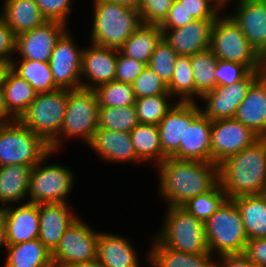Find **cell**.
<instances>
[{"mask_svg": "<svg viewBox=\"0 0 266 267\" xmlns=\"http://www.w3.org/2000/svg\"><path fill=\"white\" fill-rule=\"evenodd\" d=\"M158 192L165 206H182L219 183V165L214 162L167 157L155 167Z\"/></svg>", "mask_w": 266, "mask_h": 267, "instance_id": "1", "label": "cell"}, {"mask_svg": "<svg viewBox=\"0 0 266 267\" xmlns=\"http://www.w3.org/2000/svg\"><path fill=\"white\" fill-rule=\"evenodd\" d=\"M219 183L228 199L264 194L266 187V138L219 164Z\"/></svg>", "mask_w": 266, "mask_h": 267, "instance_id": "2", "label": "cell"}, {"mask_svg": "<svg viewBox=\"0 0 266 267\" xmlns=\"http://www.w3.org/2000/svg\"><path fill=\"white\" fill-rule=\"evenodd\" d=\"M90 42L119 50L131 34L142 25L140 10L108 0L92 1Z\"/></svg>", "mask_w": 266, "mask_h": 267, "instance_id": "3", "label": "cell"}, {"mask_svg": "<svg viewBox=\"0 0 266 267\" xmlns=\"http://www.w3.org/2000/svg\"><path fill=\"white\" fill-rule=\"evenodd\" d=\"M160 230L153 235L175 251L201 254L208 252L204 222L181 206H166Z\"/></svg>", "mask_w": 266, "mask_h": 267, "instance_id": "4", "label": "cell"}, {"mask_svg": "<svg viewBox=\"0 0 266 267\" xmlns=\"http://www.w3.org/2000/svg\"><path fill=\"white\" fill-rule=\"evenodd\" d=\"M99 104L94 90H68L64 122L57 140L50 146L51 151L60 152L64 141L78 138L89 144L98 129Z\"/></svg>", "mask_w": 266, "mask_h": 267, "instance_id": "5", "label": "cell"}, {"mask_svg": "<svg viewBox=\"0 0 266 267\" xmlns=\"http://www.w3.org/2000/svg\"><path fill=\"white\" fill-rule=\"evenodd\" d=\"M50 152V145L19 120L0 123V167L13 164L34 167Z\"/></svg>", "mask_w": 266, "mask_h": 267, "instance_id": "6", "label": "cell"}, {"mask_svg": "<svg viewBox=\"0 0 266 267\" xmlns=\"http://www.w3.org/2000/svg\"><path fill=\"white\" fill-rule=\"evenodd\" d=\"M208 250L214 255L243 253L249 240L240 212L227 199L204 223Z\"/></svg>", "mask_w": 266, "mask_h": 267, "instance_id": "7", "label": "cell"}, {"mask_svg": "<svg viewBox=\"0 0 266 267\" xmlns=\"http://www.w3.org/2000/svg\"><path fill=\"white\" fill-rule=\"evenodd\" d=\"M67 100V89L37 93L19 121L51 146L62 128Z\"/></svg>", "mask_w": 266, "mask_h": 267, "instance_id": "8", "label": "cell"}, {"mask_svg": "<svg viewBox=\"0 0 266 267\" xmlns=\"http://www.w3.org/2000/svg\"><path fill=\"white\" fill-rule=\"evenodd\" d=\"M56 152L51 151L37 165L30 174L28 202L40 203H68V196L73 189V170L57 162L45 164ZM45 165V166H44Z\"/></svg>", "mask_w": 266, "mask_h": 267, "instance_id": "9", "label": "cell"}, {"mask_svg": "<svg viewBox=\"0 0 266 267\" xmlns=\"http://www.w3.org/2000/svg\"><path fill=\"white\" fill-rule=\"evenodd\" d=\"M221 14L212 27L210 49L219 60L240 63L251 71H259V54L233 19L224 11Z\"/></svg>", "mask_w": 266, "mask_h": 267, "instance_id": "10", "label": "cell"}, {"mask_svg": "<svg viewBox=\"0 0 266 267\" xmlns=\"http://www.w3.org/2000/svg\"><path fill=\"white\" fill-rule=\"evenodd\" d=\"M78 217L64 232L51 253L53 267H62L97 259L99 230H94Z\"/></svg>", "mask_w": 266, "mask_h": 267, "instance_id": "11", "label": "cell"}, {"mask_svg": "<svg viewBox=\"0 0 266 267\" xmlns=\"http://www.w3.org/2000/svg\"><path fill=\"white\" fill-rule=\"evenodd\" d=\"M83 48L78 46L70 30L58 39L49 61L54 83L59 89L81 88Z\"/></svg>", "mask_w": 266, "mask_h": 267, "instance_id": "12", "label": "cell"}, {"mask_svg": "<svg viewBox=\"0 0 266 267\" xmlns=\"http://www.w3.org/2000/svg\"><path fill=\"white\" fill-rule=\"evenodd\" d=\"M172 157L211 162V120L201 113L198 102H186L185 141Z\"/></svg>", "mask_w": 266, "mask_h": 267, "instance_id": "13", "label": "cell"}, {"mask_svg": "<svg viewBox=\"0 0 266 267\" xmlns=\"http://www.w3.org/2000/svg\"><path fill=\"white\" fill-rule=\"evenodd\" d=\"M259 138L236 118L211 121V162L219 165Z\"/></svg>", "mask_w": 266, "mask_h": 267, "instance_id": "14", "label": "cell"}, {"mask_svg": "<svg viewBox=\"0 0 266 267\" xmlns=\"http://www.w3.org/2000/svg\"><path fill=\"white\" fill-rule=\"evenodd\" d=\"M260 77L259 71H251L244 79L231 86H217L214 90L203 94L201 113L209 120L234 118L237 108L246 97L251 85Z\"/></svg>", "mask_w": 266, "mask_h": 267, "instance_id": "15", "label": "cell"}, {"mask_svg": "<svg viewBox=\"0 0 266 267\" xmlns=\"http://www.w3.org/2000/svg\"><path fill=\"white\" fill-rule=\"evenodd\" d=\"M68 28L58 21H46L41 26L18 35L15 58L49 63L58 39Z\"/></svg>", "mask_w": 266, "mask_h": 267, "instance_id": "16", "label": "cell"}, {"mask_svg": "<svg viewBox=\"0 0 266 267\" xmlns=\"http://www.w3.org/2000/svg\"><path fill=\"white\" fill-rule=\"evenodd\" d=\"M233 1L236 7L228 15L260 55L266 48V4L263 0H224V9Z\"/></svg>", "mask_w": 266, "mask_h": 267, "instance_id": "17", "label": "cell"}, {"mask_svg": "<svg viewBox=\"0 0 266 267\" xmlns=\"http://www.w3.org/2000/svg\"><path fill=\"white\" fill-rule=\"evenodd\" d=\"M118 50L91 42L84 47L81 67V88L95 89L115 80Z\"/></svg>", "mask_w": 266, "mask_h": 267, "instance_id": "18", "label": "cell"}, {"mask_svg": "<svg viewBox=\"0 0 266 267\" xmlns=\"http://www.w3.org/2000/svg\"><path fill=\"white\" fill-rule=\"evenodd\" d=\"M214 21L196 19L179 28H161L163 39L178 55L193 56L210 48Z\"/></svg>", "mask_w": 266, "mask_h": 267, "instance_id": "19", "label": "cell"}, {"mask_svg": "<svg viewBox=\"0 0 266 267\" xmlns=\"http://www.w3.org/2000/svg\"><path fill=\"white\" fill-rule=\"evenodd\" d=\"M0 215L5 224L8 245L38 239V204L25 202L21 205H11L1 209Z\"/></svg>", "mask_w": 266, "mask_h": 267, "instance_id": "20", "label": "cell"}, {"mask_svg": "<svg viewBox=\"0 0 266 267\" xmlns=\"http://www.w3.org/2000/svg\"><path fill=\"white\" fill-rule=\"evenodd\" d=\"M69 203H40V242L52 253L69 226L79 217L74 214ZM70 207V208H69Z\"/></svg>", "mask_w": 266, "mask_h": 267, "instance_id": "21", "label": "cell"}, {"mask_svg": "<svg viewBox=\"0 0 266 267\" xmlns=\"http://www.w3.org/2000/svg\"><path fill=\"white\" fill-rule=\"evenodd\" d=\"M87 146L107 163H142L135 154L131 135L128 132L97 129Z\"/></svg>", "mask_w": 266, "mask_h": 267, "instance_id": "22", "label": "cell"}, {"mask_svg": "<svg viewBox=\"0 0 266 267\" xmlns=\"http://www.w3.org/2000/svg\"><path fill=\"white\" fill-rule=\"evenodd\" d=\"M97 260L104 267H141L137 250L127 237L99 231Z\"/></svg>", "mask_w": 266, "mask_h": 267, "instance_id": "23", "label": "cell"}, {"mask_svg": "<svg viewBox=\"0 0 266 267\" xmlns=\"http://www.w3.org/2000/svg\"><path fill=\"white\" fill-rule=\"evenodd\" d=\"M234 118L260 138H266V83L261 77L251 85Z\"/></svg>", "mask_w": 266, "mask_h": 267, "instance_id": "24", "label": "cell"}, {"mask_svg": "<svg viewBox=\"0 0 266 267\" xmlns=\"http://www.w3.org/2000/svg\"><path fill=\"white\" fill-rule=\"evenodd\" d=\"M146 259L151 267H216V256L210 251L201 254H189L175 251L164 246L155 237Z\"/></svg>", "mask_w": 266, "mask_h": 267, "instance_id": "25", "label": "cell"}, {"mask_svg": "<svg viewBox=\"0 0 266 267\" xmlns=\"http://www.w3.org/2000/svg\"><path fill=\"white\" fill-rule=\"evenodd\" d=\"M2 88L7 106V122L19 120L35 99L37 92L10 66L3 75Z\"/></svg>", "mask_w": 266, "mask_h": 267, "instance_id": "26", "label": "cell"}, {"mask_svg": "<svg viewBox=\"0 0 266 267\" xmlns=\"http://www.w3.org/2000/svg\"><path fill=\"white\" fill-rule=\"evenodd\" d=\"M32 168V166L22 164L0 167V210L28 201Z\"/></svg>", "mask_w": 266, "mask_h": 267, "instance_id": "27", "label": "cell"}, {"mask_svg": "<svg viewBox=\"0 0 266 267\" xmlns=\"http://www.w3.org/2000/svg\"><path fill=\"white\" fill-rule=\"evenodd\" d=\"M2 4L0 16L16 37L47 21L35 0H4Z\"/></svg>", "mask_w": 266, "mask_h": 267, "instance_id": "28", "label": "cell"}, {"mask_svg": "<svg viewBox=\"0 0 266 267\" xmlns=\"http://www.w3.org/2000/svg\"><path fill=\"white\" fill-rule=\"evenodd\" d=\"M157 126L162 151L167 157H172L185 141L186 102H176Z\"/></svg>", "mask_w": 266, "mask_h": 267, "instance_id": "29", "label": "cell"}, {"mask_svg": "<svg viewBox=\"0 0 266 267\" xmlns=\"http://www.w3.org/2000/svg\"><path fill=\"white\" fill-rule=\"evenodd\" d=\"M232 200L240 212L248 239L266 238V196L245 195Z\"/></svg>", "mask_w": 266, "mask_h": 267, "instance_id": "30", "label": "cell"}, {"mask_svg": "<svg viewBox=\"0 0 266 267\" xmlns=\"http://www.w3.org/2000/svg\"><path fill=\"white\" fill-rule=\"evenodd\" d=\"M4 267H53L51 252L39 239L8 245Z\"/></svg>", "mask_w": 266, "mask_h": 267, "instance_id": "31", "label": "cell"}, {"mask_svg": "<svg viewBox=\"0 0 266 267\" xmlns=\"http://www.w3.org/2000/svg\"><path fill=\"white\" fill-rule=\"evenodd\" d=\"M163 38L158 25H140L122 45L119 51L134 60L148 65L156 46Z\"/></svg>", "mask_w": 266, "mask_h": 267, "instance_id": "32", "label": "cell"}, {"mask_svg": "<svg viewBox=\"0 0 266 267\" xmlns=\"http://www.w3.org/2000/svg\"><path fill=\"white\" fill-rule=\"evenodd\" d=\"M130 135L135 154L142 163L151 162L154 163L153 167H156L167 158L162 151L157 125L139 123Z\"/></svg>", "mask_w": 266, "mask_h": 267, "instance_id": "33", "label": "cell"}, {"mask_svg": "<svg viewBox=\"0 0 266 267\" xmlns=\"http://www.w3.org/2000/svg\"><path fill=\"white\" fill-rule=\"evenodd\" d=\"M10 67L24 78L37 93L52 92L59 89L54 83L49 63L13 58Z\"/></svg>", "mask_w": 266, "mask_h": 267, "instance_id": "34", "label": "cell"}, {"mask_svg": "<svg viewBox=\"0 0 266 267\" xmlns=\"http://www.w3.org/2000/svg\"><path fill=\"white\" fill-rule=\"evenodd\" d=\"M217 61L218 58L210 48L190 56L195 81V103L203 94L217 87L214 77Z\"/></svg>", "mask_w": 266, "mask_h": 267, "instance_id": "35", "label": "cell"}, {"mask_svg": "<svg viewBox=\"0 0 266 267\" xmlns=\"http://www.w3.org/2000/svg\"><path fill=\"white\" fill-rule=\"evenodd\" d=\"M167 88L177 102H195V81L190 56L176 57L174 74Z\"/></svg>", "mask_w": 266, "mask_h": 267, "instance_id": "36", "label": "cell"}, {"mask_svg": "<svg viewBox=\"0 0 266 267\" xmlns=\"http://www.w3.org/2000/svg\"><path fill=\"white\" fill-rule=\"evenodd\" d=\"M138 124L135 106L99 107L98 129L130 133Z\"/></svg>", "mask_w": 266, "mask_h": 267, "instance_id": "37", "label": "cell"}, {"mask_svg": "<svg viewBox=\"0 0 266 267\" xmlns=\"http://www.w3.org/2000/svg\"><path fill=\"white\" fill-rule=\"evenodd\" d=\"M93 90L99 107L135 106L136 96L132 84L114 80L99 85Z\"/></svg>", "mask_w": 266, "mask_h": 267, "instance_id": "38", "label": "cell"}, {"mask_svg": "<svg viewBox=\"0 0 266 267\" xmlns=\"http://www.w3.org/2000/svg\"><path fill=\"white\" fill-rule=\"evenodd\" d=\"M227 199V195L220 186V183H218L210 191L197 195L188 200L181 207L192 214L196 219L205 223Z\"/></svg>", "mask_w": 266, "mask_h": 267, "instance_id": "39", "label": "cell"}, {"mask_svg": "<svg viewBox=\"0 0 266 267\" xmlns=\"http://www.w3.org/2000/svg\"><path fill=\"white\" fill-rule=\"evenodd\" d=\"M177 101L171 95H155L136 99L139 123L158 125Z\"/></svg>", "mask_w": 266, "mask_h": 267, "instance_id": "40", "label": "cell"}, {"mask_svg": "<svg viewBox=\"0 0 266 267\" xmlns=\"http://www.w3.org/2000/svg\"><path fill=\"white\" fill-rule=\"evenodd\" d=\"M178 54L162 38L151 55L148 67L151 68L168 85L175 70V60Z\"/></svg>", "mask_w": 266, "mask_h": 267, "instance_id": "41", "label": "cell"}, {"mask_svg": "<svg viewBox=\"0 0 266 267\" xmlns=\"http://www.w3.org/2000/svg\"><path fill=\"white\" fill-rule=\"evenodd\" d=\"M132 87L136 99L155 95H170L167 85L148 66L145 67L137 79L132 83Z\"/></svg>", "mask_w": 266, "mask_h": 267, "instance_id": "42", "label": "cell"}, {"mask_svg": "<svg viewBox=\"0 0 266 267\" xmlns=\"http://www.w3.org/2000/svg\"><path fill=\"white\" fill-rule=\"evenodd\" d=\"M250 72L246 65L218 59L214 77L217 86H231L244 79Z\"/></svg>", "mask_w": 266, "mask_h": 267, "instance_id": "43", "label": "cell"}, {"mask_svg": "<svg viewBox=\"0 0 266 267\" xmlns=\"http://www.w3.org/2000/svg\"><path fill=\"white\" fill-rule=\"evenodd\" d=\"M174 0H142L140 17L143 24L160 26L166 19Z\"/></svg>", "mask_w": 266, "mask_h": 267, "instance_id": "44", "label": "cell"}, {"mask_svg": "<svg viewBox=\"0 0 266 267\" xmlns=\"http://www.w3.org/2000/svg\"><path fill=\"white\" fill-rule=\"evenodd\" d=\"M196 19H216L224 10V0H178Z\"/></svg>", "mask_w": 266, "mask_h": 267, "instance_id": "45", "label": "cell"}, {"mask_svg": "<svg viewBox=\"0 0 266 267\" xmlns=\"http://www.w3.org/2000/svg\"><path fill=\"white\" fill-rule=\"evenodd\" d=\"M74 0H35L47 21H58L68 26Z\"/></svg>", "mask_w": 266, "mask_h": 267, "instance_id": "46", "label": "cell"}, {"mask_svg": "<svg viewBox=\"0 0 266 267\" xmlns=\"http://www.w3.org/2000/svg\"><path fill=\"white\" fill-rule=\"evenodd\" d=\"M146 66L147 64L127 57L118 50L115 80L132 84Z\"/></svg>", "mask_w": 266, "mask_h": 267, "instance_id": "47", "label": "cell"}, {"mask_svg": "<svg viewBox=\"0 0 266 267\" xmlns=\"http://www.w3.org/2000/svg\"><path fill=\"white\" fill-rule=\"evenodd\" d=\"M15 53L16 36L0 16V60L10 66Z\"/></svg>", "mask_w": 266, "mask_h": 267, "instance_id": "48", "label": "cell"}, {"mask_svg": "<svg viewBox=\"0 0 266 267\" xmlns=\"http://www.w3.org/2000/svg\"><path fill=\"white\" fill-rule=\"evenodd\" d=\"M195 18L189 14L183 4L174 0L164 22L160 28H179L193 22Z\"/></svg>", "mask_w": 266, "mask_h": 267, "instance_id": "49", "label": "cell"}, {"mask_svg": "<svg viewBox=\"0 0 266 267\" xmlns=\"http://www.w3.org/2000/svg\"><path fill=\"white\" fill-rule=\"evenodd\" d=\"M258 267H266V238L249 239L243 252Z\"/></svg>", "mask_w": 266, "mask_h": 267, "instance_id": "50", "label": "cell"}, {"mask_svg": "<svg viewBox=\"0 0 266 267\" xmlns=\"http://www.w3.org/2000/svg\"><path fill=\"white\" fill-rule=\"evenodd\" d=\"M218 261V262H217ZM216 267H258L244 253L222 254L216 256Z\"/></svg>", "mask_w": 266, "mask_h": 267, "instance_id": "51", "label": "cell"}, {"mask_svg": "<svg viewBox=\"0 0 266 267\" xmlns=\"http://www.w3.org/2000/svg\"><path fill=\"white\" fill-rule=\"evenodd\" d=\"M7 122V106L5 102L2 84L0 85V123Z\"/></svg>", "mask_w": 266, "mask_h": 267, "instance_id": "52", "label": "cell"}, {"mask_svg": "<svg viewBox=\"0 0 266 267\" xmlns=\"http://www.w3.org/2000/svg\"><path fill=\"white\" fill-rule=\"evenodd\" d=\"M2 247H4L5 251L7 252L8 242H7L6 228L3 218L0 215V249Z\"/></svg>", "mask_w": 266, "mask_h": 267, "instance_id": "53", "label": "cell"}, {"mask_svg": "<svg viewBox=\"0 0 266 267\" xmlns=\"http://www.w3.org/2000/svg\"><path fill=\"white\" fill-rule=\"evenodd\" d=\"M118 4L139 10L142 0H108Z\"/></svg>", "mask_w": 266, "mask_h": 267, "instance_id": "54", "label": "cell"}, {"mask_svg": "<svg viewBox=\"0 0 266 267\" xmlns=\"http://www.w3.org/2000/svg\"><path fill=\"white\" fill-rule=\"evenodd\" d=\"M62 267H104L97 259L89 262L76 263L71 265H64Z\"/></svg>", "mask_w": 266, "mask_h": 267, "instance_id": "55", "label": "cell"}, {"mask_svg": "<svg viewBox=\"0 0 266 267\" xmlns=\"http://www.w3.org/2000/svg\"><path fill=\"white\" fill-rule=\"evenodd\" d=\"M259 71H266V48L259 55Z\"/></svg>", "mask_w": 266, "mask_h": 267, "instance_id": "56", "label": "cell"}, {"mask_svg": "<svg viewBox=\"0 0 266 267\" xmlns=\"http://www.w3.org/2000/svg\"><path fill=\"white\" fill-rule=\"evenodd\" d=\"M8 65L0 60V85L2 84L3 75Z\"/></svg>", "mask_w": 266, "mask_h": 267, "instance_id": "57", "label": "cell"}, {"mask_svg": "<svg viewBox=\"0 0 266 267\" xmlns=\"http://www.w3.org/2000/svg\"><path fill=\"white\" fill-rule=\"evenodd\" d=\"M260 77L265 81L266 83V71H259Z\"/></svg>", "mask_w": 266, "mask_h": 267, "instance_id": "58", "label": "cell"}]
</instances>
